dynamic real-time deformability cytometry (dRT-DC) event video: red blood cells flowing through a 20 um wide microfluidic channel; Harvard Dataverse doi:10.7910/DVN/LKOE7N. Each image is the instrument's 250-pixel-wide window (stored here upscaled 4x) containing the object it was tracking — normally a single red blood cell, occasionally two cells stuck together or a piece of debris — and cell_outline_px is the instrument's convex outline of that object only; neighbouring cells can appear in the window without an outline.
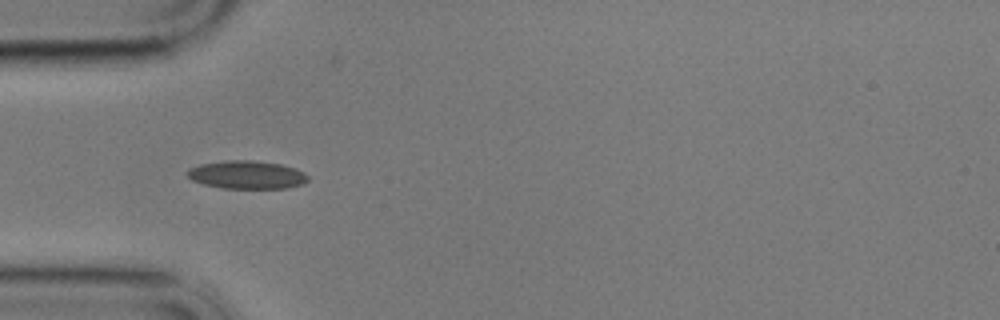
{"species": "common noctule bat (a hibernating species)", "species_latin": "Nyctalus noctula", "temperature_condition": "cold", "stored_images_in_passage": 29, "camera_frame_rate_fps": 3000, "um_per_image_px": 0.085, "animal": {"sex": "male", "body_mass_g": 17.9}, "frame": {"image": 1, "passage_image": 5, "time_ms": 1.333, "image_size_px": [1000, 320], "cell_outline_px": [[308, 180], [304, 184], [288, 188], [224, 188], [204, 184], [192, 180], [188, 176], [188, 168], [200, 164], [228, 160], [252, 160], [280, 164], [296, 168], [304, 172], [308, 176]], "centroid_in_image_um": [21.02, 14.85], "position_along_channel_um": 64.0, "area_um2": 19.77}}
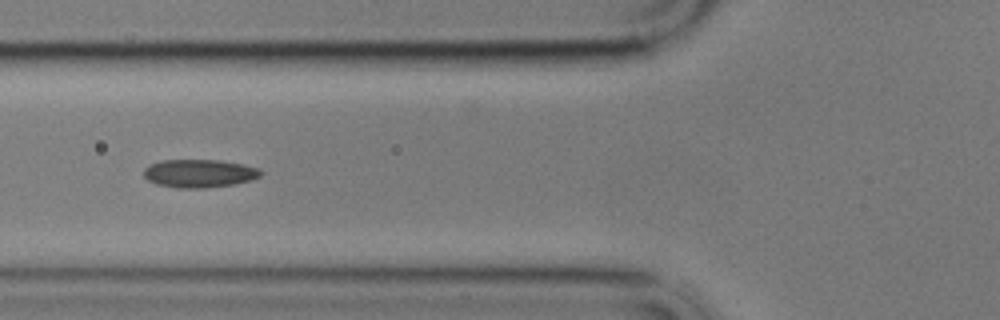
{"frame": {"image": 2, "passage_image": 9, "time_ms": 2.667, "image_size_px": [1000, 320], "cell_outline_px": [[264, 172], [260, 176], [252, 180], [236, 184], [204, 188], [176, 188], [156, 184], [148, 180], [144, 176], [144, 168], [148, 164], [160, 160], [220, 160], [244, 164], [260, 168]], "centroid_in_image_um": [16.96, 14.73], "position_along_channel_um": 108.8, "area_um2": 19.54}}